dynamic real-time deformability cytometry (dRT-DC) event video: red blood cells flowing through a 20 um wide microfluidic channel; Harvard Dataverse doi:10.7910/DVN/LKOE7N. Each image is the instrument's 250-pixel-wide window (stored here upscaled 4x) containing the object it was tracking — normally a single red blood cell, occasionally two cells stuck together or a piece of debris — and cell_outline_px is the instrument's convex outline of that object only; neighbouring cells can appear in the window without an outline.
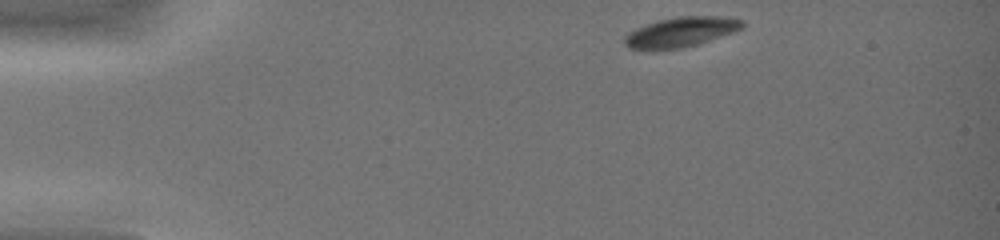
{"species": "common noctule bat (a hibernating species)", "species_latin": "Nyctalus noctula", "temperature_condition": "warm", "stored_images_in_passage": 37, "camera_frame_rate_fps": 3000, "um_per_image_px": 0.085, "animal": {"sex": "female", "body_mass_g": 19.0, "forearm_length_mm": 51.5}, "frame": {"image": 1, "passage_image": 1, "time_ms": 0.0, "image_size_px": [1000, 240], "cell_outline_px": [[744, 28], [700, 44], [684, 48], [656, 52], [652, 52], [628, 48], [624, 44], [624, 36], [628, 32], [644, 24], [676, 16], [728, 16], [744, 20]], "centroid_in_image_um": [57.84, 2.76], "position_along_channel_um": 27.2, "area_um2": 21.44}}
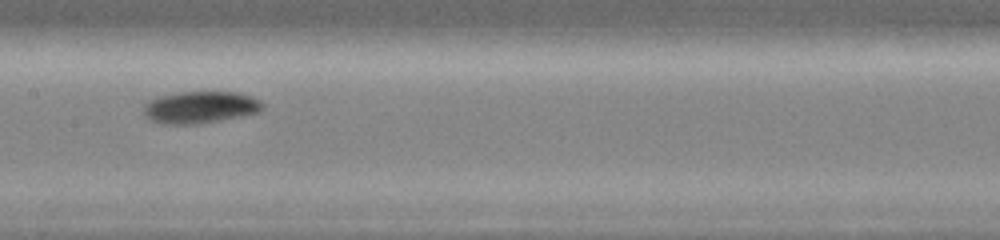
{"frame": {"image": 2, "passage_image": 18, "time_ms": 5.667, "image_size_px": [1000, 240], "cell_outline_px": [[264, 108], [260, 112], [244, 116], [200, 124], [160, 124], [144, 116], [144, 104], [148, 100], [156, 96], [180, 92], [236, 92], [252, 96], [260, 100], [264, 104]], "centroid_in_image_um": [17.03, 9.12], "position_along_channel_um": 190.4, "area_um2": 22.6}}
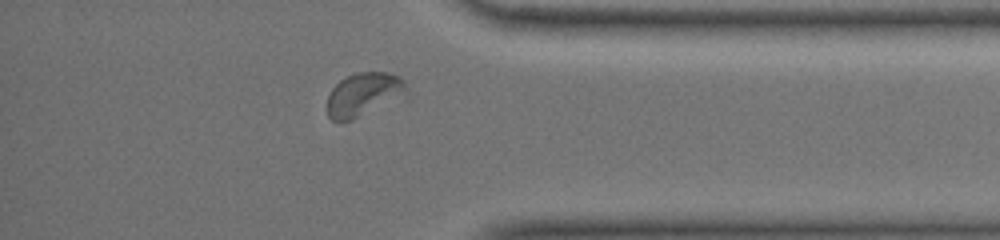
{"frame": {"image": 3, "passage_image": 33, "time_ms": 10.667, "image_size_px": [1000, 240], "cell_outline_px": [[408, 96], [352, 120], [340, 124], [332, 120], [328, 116], [328, 96], [332, 88], [340, 80], [356, 72], [388, 72], [400, 76], [404, 80], [408, 88]], "centroid_in_image_um": [30.96, 8.05], "position_along_channel_um": 404.2, "area_um2": 20.69}, "authors_computed_cell_mechanics": {"area_um2": 21.1548, "velocity_mm_per_s": 4.3293, "shape_relaxation_time_tau1_ms": 1.1492, "shape_relaxation_time_tau2_ms": null, "deformation_change_tau1": 0.0734, "deformation_change_tau2": null}}